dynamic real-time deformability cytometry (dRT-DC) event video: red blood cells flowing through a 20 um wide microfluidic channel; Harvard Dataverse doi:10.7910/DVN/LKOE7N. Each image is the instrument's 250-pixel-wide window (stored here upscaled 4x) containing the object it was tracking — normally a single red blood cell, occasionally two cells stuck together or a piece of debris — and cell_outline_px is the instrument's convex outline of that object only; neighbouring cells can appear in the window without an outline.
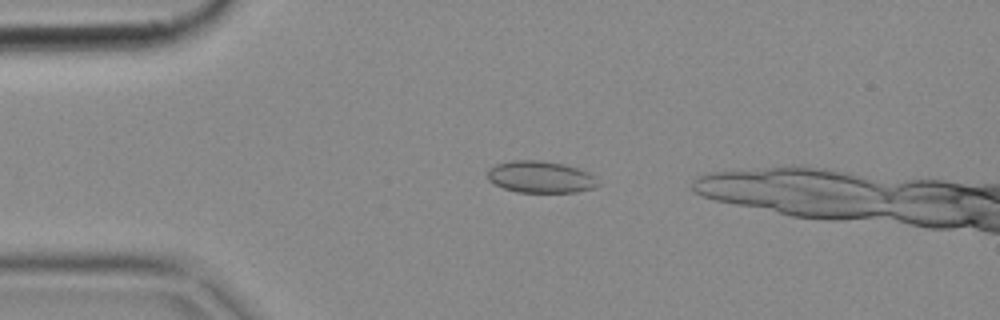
{"species": "common noctule bat (a hibernating species)", "species_latin": "Nyctalus noctula", "temperature_condition": "cold", "stored_images_in_passage": 4, "camera_frame_rate_fps": 3000, "um_per_image_px": 0.085, "animal": {"sex": "female", "body_mass_g": 18.4}, "frame": {"image": 1, "passage_image": 2, "time_ms": 0.333, "image_size_px": [1000, 320], "cell_outline_px": [[600, 184], [592, 188], [576, 192], [516, 192], [492, 184], [488, 180], [488, 168], [496, 164], [508, 160], [544, 160], [564, 164], [588, 172]], "centroid_in_image_um": [45.88, 15.03], "position_along_channel_um": 39.1, "area_um2": 20.58}}